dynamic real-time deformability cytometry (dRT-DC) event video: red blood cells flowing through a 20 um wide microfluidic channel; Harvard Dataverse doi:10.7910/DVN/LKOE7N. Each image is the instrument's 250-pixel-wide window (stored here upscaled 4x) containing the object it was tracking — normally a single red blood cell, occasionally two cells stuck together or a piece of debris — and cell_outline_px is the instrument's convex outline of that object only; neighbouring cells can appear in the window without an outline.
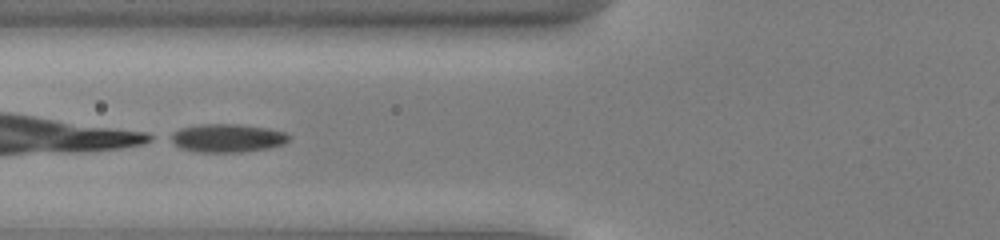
{"species": "common noctule bat (a hibernating species)", "species_latin": "Nyctalus noctula", "temperature_condition": "cold", "stored_images_in_passage": 38, "camera_frame_rate_fps": 3000, "um_per_image_px": 0.085, "animal": {"sex": "male", "body_mass_g": 13.0, "forearm_length_mm": 53.1}, "frame": {"image": 1, "passage_image": 8, "time_ms": 2.333, "image_size_px": [1000, 240], "cell_outline_px": [[292, 136], [284, 144], [268, 148], [240, 152], [196, 152], [180, 148], [164, 140], [164, 136], [180, 128], [200, 124], [240, 124], [264, 128], [284, 132]], "centroid_in_image_um": [19.18, 11.74], "position_along_channel_um": 106.6, "area_um2": 19.94}}
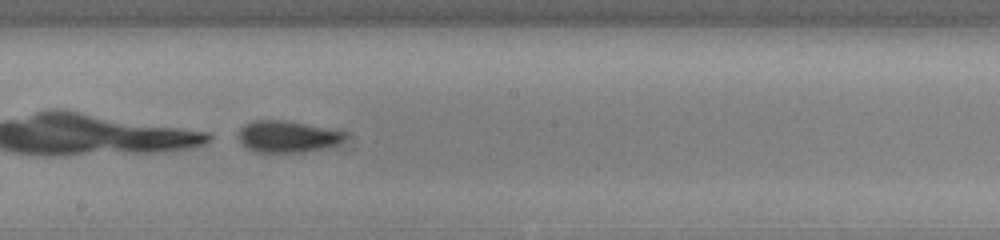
{"frame": {"image": 2, "passage_image": 17, "time_ms": 5.333, "image_size_px": [1000, 240], "cell_outline_px": [[348, 136], [344, 140], [328, 148], [304, 152], [252, 152], [240, 144], [240, 128], [244, 124], [252, 120], [280, 120], [304, 124], [344, 132]], "centroid_in_image_um": [24.4, 11.63], "position_along_channel_um": 223.8, "area_um2": 19.59}}
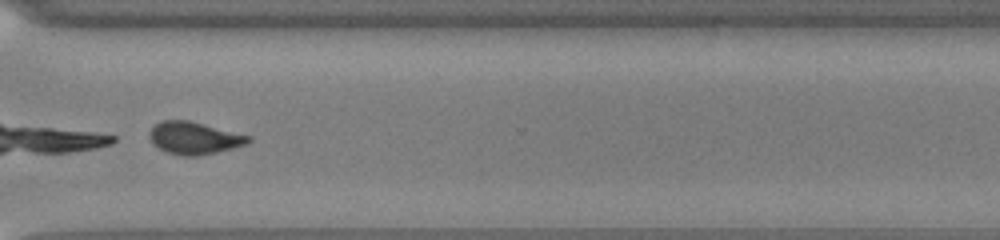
{"frame": {"image": 3, "passage_image": 27, "time_ms": 8.667, "image_size_px": [1000, 240], "cell_outline_px": [[252, 140], [248, 144], [216, 152], [196, 156], [180, 156], [168, 152], [152, 144], [148, 136], [148, 132], [160, 120], [188, 120], [252, 136]], "centroid_in_image_um": [16.5, 11.73], "position_along_channel_um": 354.1, "area_um2": 18.73}, "authors_computed_cell_mechanics": {"area_um2": 19.7098, "velocity_mm_per_s": 3.907, "shape_relaxation_time_tau1_ms": 1.194, "shape_relaxation_time_tau2_ms": 4.292, "deformation_change_tau1": 0.2579, "deformation_change_tau2": 0.0525}}